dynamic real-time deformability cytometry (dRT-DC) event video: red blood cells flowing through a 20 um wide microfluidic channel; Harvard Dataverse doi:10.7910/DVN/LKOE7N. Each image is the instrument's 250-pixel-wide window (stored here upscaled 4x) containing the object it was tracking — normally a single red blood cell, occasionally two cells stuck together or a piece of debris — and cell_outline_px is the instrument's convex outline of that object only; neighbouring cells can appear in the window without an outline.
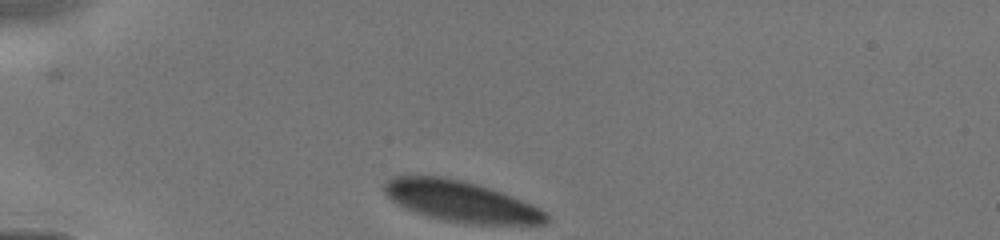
{"species": "human", "species_latin": "Homo sapiens", "temperature_condition": "cold", "stored_images_in_passage": 11, "camera_frame_rate_fps": 3000, "um_per_image_px": 0.085, "donor": {"sex": "male"}, "frame": {"image": 1, "passage_image": 1, "time_ms": 0.0, "image_size_px": [1000, 240], "cell_outline_px": [[548, 220], [544, 224], [472, 224], [448, 220], [428, 216], [404, 208], [392, 200], [384, 192], [384, 184], [388, 180], [396, 176], [440, 176], [460, 180], [476, 184], [512, 196], [532, 204], [548, 212]], "centroid_in_image_um": [39.2, 17.12], "position_along_channel_um": 45.8, "area_um2": 38.09}}
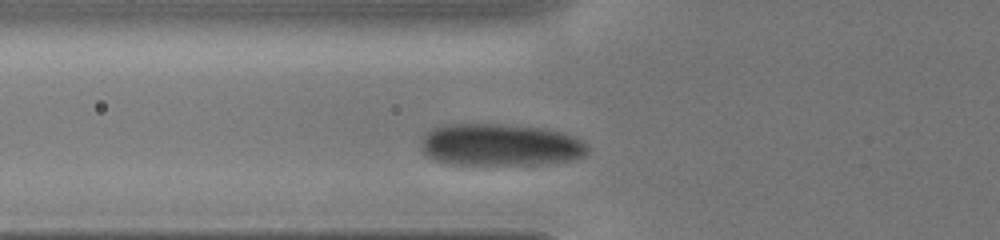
{"frame": {"image": 2, "passage_image": 7, "time_ms": 1.667, "image_size_px": [1000, 240], "cell_outline_px": [[588, 152], [584, 156], [568, 160], [528, 164], [444, 164], [432, 160], [420, 152], [420, 140], [432, 128], [444, 124], [500, 124], [540, 128], [564, 132], [576, 136], [588, 144]], "centroid_in_image_um": [42.45, 12.31], "position_along_channel_um": 83.3, "area_um2": 41.21}}